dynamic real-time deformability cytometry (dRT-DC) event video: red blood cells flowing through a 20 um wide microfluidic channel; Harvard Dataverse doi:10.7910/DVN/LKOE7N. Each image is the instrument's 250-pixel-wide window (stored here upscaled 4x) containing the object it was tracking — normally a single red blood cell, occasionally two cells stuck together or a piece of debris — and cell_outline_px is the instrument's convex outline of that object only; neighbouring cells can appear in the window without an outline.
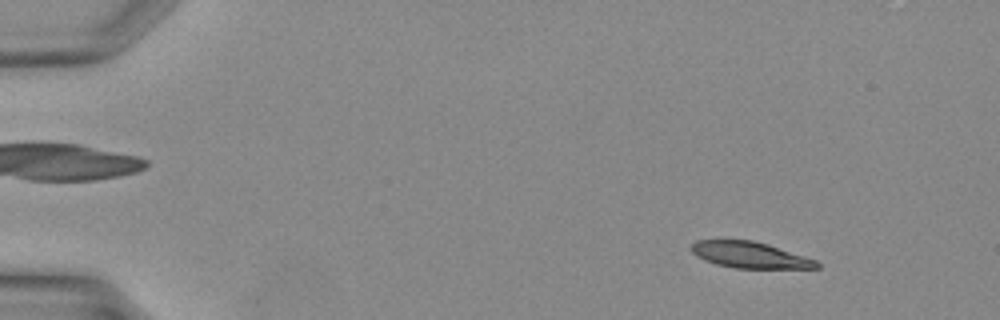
{"species": "Egyptian fruit bat (a non-hibernating species)", "species_latin": "Rousettus aegyptiacus", "temperature_condition": "warm", "stored_images_in_passage": 35, "camera_frame_rate_fps": 3000, "um_per_image_px": 0.085, "animal": {"sex": "female"}, "frame": {"image": 1, "passage_image": 2, "time_ms": 0.333, "image_size_px": [1000, 320], "cell_outline_px": [[820, 268], [736, 268], [716, 264], [704, 260], [696, 256], [692, 252], [692, 244], [696, 240], [752, 240], [768, 244], [816, 260], [820, 264]], "centroid_in_image_um": [63.73, 21.67], "position_along_channel_um": 21.3, "area_um2": 19.02}}
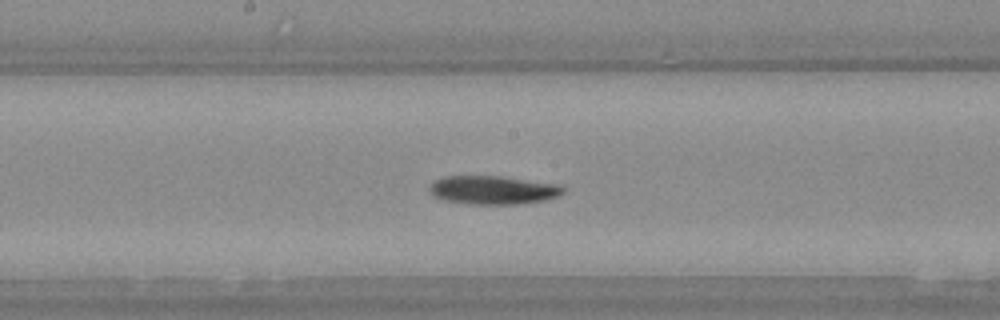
{"frame": {"image": 2, "passage_image": 18, "time_ms": 5.667, "image_size_px": [1000, 320], "cell_outline_px": [[564, 192], [556, 196], [544, 200], [516, 204], [472, 204], [444, 200], [436, 196], [428, 188], [428, 184], [432, 180], [444, 176], [500, 176], [552, 184], [564, 188]], "centroid_in_image_um": [41.81, 16.14], "position_along_channel_um": 206.4, "area_um2": 21.85}}
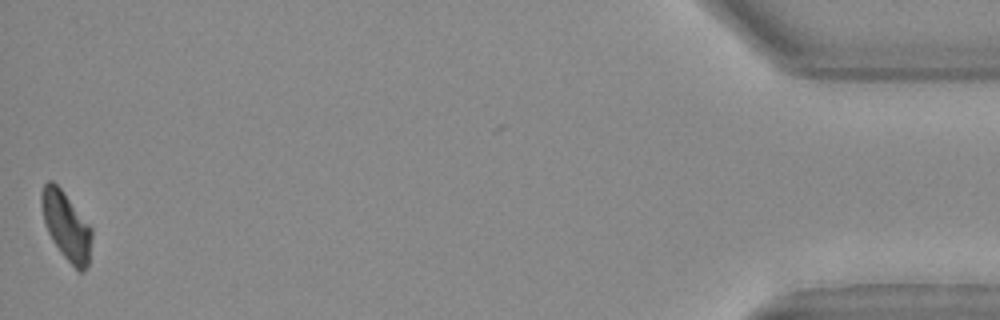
{"frame": {"image": 3, "passage_image": 35, "time_ms": 11.333, "image_size_px": [1000, 320], "cell_outline_px": [[92, 236], [88, 264], [84, 272], [80, 272], [64, 256], [52, 240], [48, 232], [44, 220], [40, 204], [40, 196], [44, 184], [48, 180], [52, 180], [60, 188], [92, 228]], "centroid_in_image_um": [5.62, 19.19], "position_along_channel_um": 429.6, "area_um2": 19.65}}